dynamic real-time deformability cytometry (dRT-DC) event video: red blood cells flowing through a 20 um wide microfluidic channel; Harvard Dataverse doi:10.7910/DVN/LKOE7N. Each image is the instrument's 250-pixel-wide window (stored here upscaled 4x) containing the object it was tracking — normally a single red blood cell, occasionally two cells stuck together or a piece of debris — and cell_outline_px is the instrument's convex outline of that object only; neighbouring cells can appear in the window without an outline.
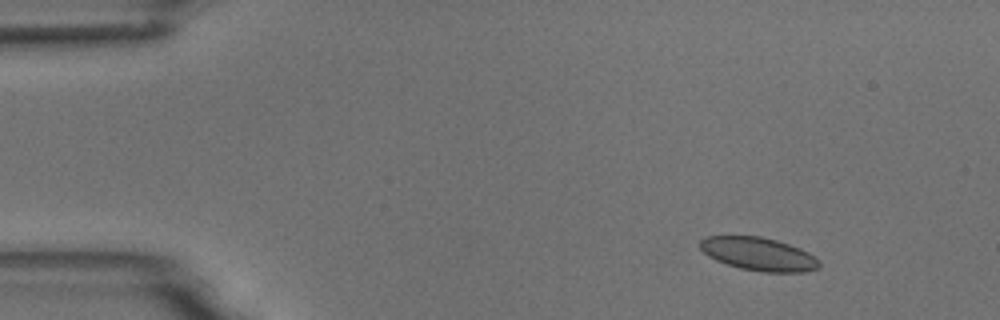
{"species": "common noctule bat (a hibernating species)", "species_latin": "Nyctalus noctula", "temperature_condition": "room temperature", "stored_images_in_passage": 5, "camera_frame_rate_fps": 3000, "um_per_image_px": 0.085, "animal": {"sex": "male", "body_mass_g": 18.8}, "frame": {"image": 1, "passage_image": 2, "time_ms": 1.333, "image_size_px": [1000, 320], "cell_outline_px": [[820, 268], [804, 272], [764, 272], [740, 268], [716, 260], [708, 256], [700, 248], [700, 240], [704, 236], [760, 236], [776, 240], [800, 248], [816, 256], [820, 260]], "centroid_in_image_um": [64.51, 21.59], "position_along_channel_um": 20.5, "area_um2": 23.12}}
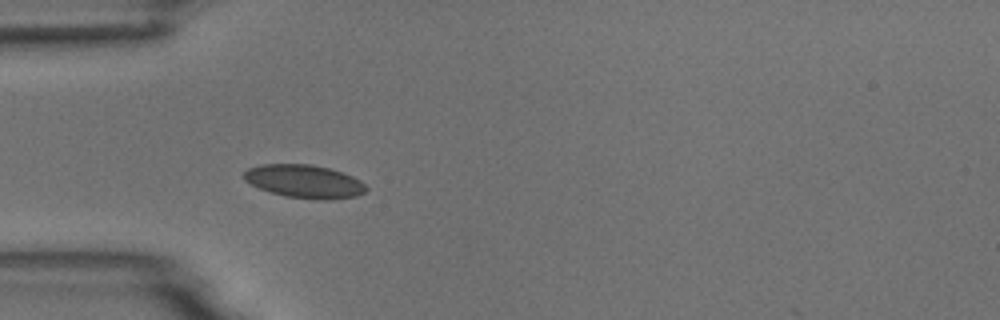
{"frame": {"image": 2, "passage_image": 5, "time_ms": 4.667, "image_size_px": [1000, 320], "cell_outline_px": [[368, 188], [364, 192], [356, 196], [328, 200], [316, 200], [284, 196], [260, 188], [244, 180], [244, 172], [248, 168], [260, 164], [312, 164], [344, 172], [360, 180]], "centroid_in_image_um": [25.89, 15.41], "position_along_channel_um": 59.1, "area_um2": 23.7}}